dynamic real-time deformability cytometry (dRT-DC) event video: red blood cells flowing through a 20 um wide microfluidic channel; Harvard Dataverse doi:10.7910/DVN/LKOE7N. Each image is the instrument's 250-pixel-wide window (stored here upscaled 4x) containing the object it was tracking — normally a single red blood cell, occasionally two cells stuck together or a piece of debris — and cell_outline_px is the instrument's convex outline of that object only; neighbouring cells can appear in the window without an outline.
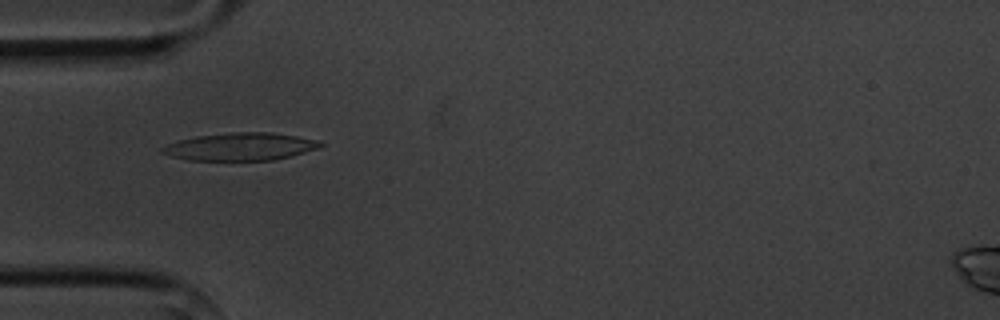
{"species": "common noctule bat (a hibernating species)", "species_latin": "Nyctalus noctula", "temperature_condition": "cold", "stored_images_in_passage": 11, "camera_frame_rate_fps": 3000, "um_per_image_px": 0.085, "animal": {"sex": "male", "body_mass_g": 20.1, "forearm_length_mm": 53.5}, "frame": {"image": 1, "passage_image": 2, "time_ms": 2.0, "image_size_px": [1000, 320], "cell_outline_px": [[324, 144], [316, 148], [292, 156], [272, 160], [188, 160], [172, 156], [160, 152], [160, 148], [176, 140], [196, 136], [232, 132], [272, 132], [320, 140]], "centroid_in_image_um": [20.41, 12.46], "position_along_channel_um": 64.6, "area_um2": 25.49}}
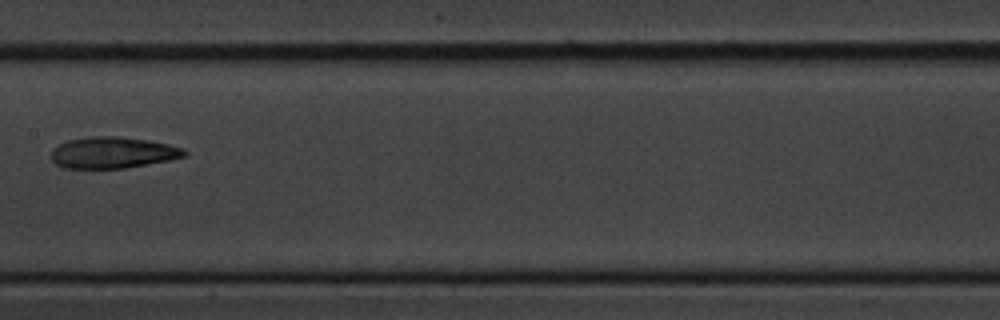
{"frame": {"image": 2, "passage_image": 5, "time_ms": 5.667, "image_size_px": [1000, 320], "cell_outline_px": [[188, 156], [168, 160], [124, 168], [64, 168], [56, 164], [52, 160], [52, 148], [68, 140], [88, 136], [116, 136], [148, 140], [168, 144], [180, 148], [188, 152]], "centroid_in_image_um": [9.57, 12.97], "position_along_channel_um": 197.8, "area_um2": 24.22}}
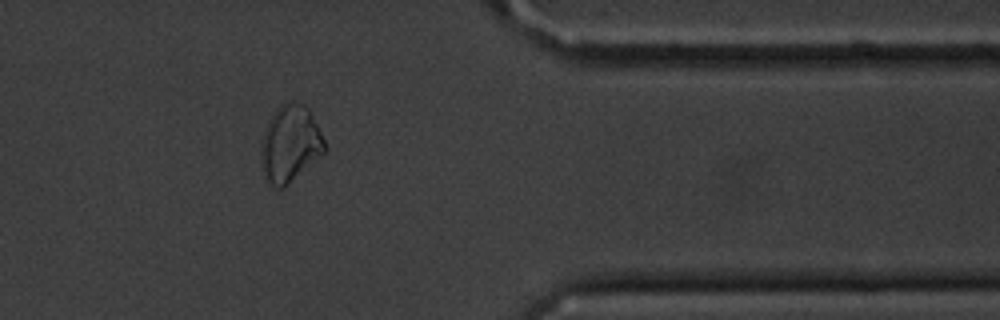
{"frame": {"image": 3, "passage_image": 10, "time_ms": 11.333, "image_size_px": [1000, 320], "cell_outline_px": [[328, 148], [324, 152], [284, 188], [276, 188], [268, 180], [264, 172], [264, 140], [268, 120], [276, 108], [284, 100], [292, 100], [304, 104], [308, 108]], "centroid_in_image_um": [24.72, 12.16], "position_along_channel_um": 386.7, "area_um2": 27.51}, "authors_computed_cell_mechanics": {"area_um2": 24.3338, "velocity_mm_per_s": 3.6305, "shape_relaxation_time_tau1_ms": 3.1235, "shape_relaxation_time_tau2_ms": 6.908, "deformation_change_tau1": 0.1131, "deformation_change_tau2": 0.1276}}